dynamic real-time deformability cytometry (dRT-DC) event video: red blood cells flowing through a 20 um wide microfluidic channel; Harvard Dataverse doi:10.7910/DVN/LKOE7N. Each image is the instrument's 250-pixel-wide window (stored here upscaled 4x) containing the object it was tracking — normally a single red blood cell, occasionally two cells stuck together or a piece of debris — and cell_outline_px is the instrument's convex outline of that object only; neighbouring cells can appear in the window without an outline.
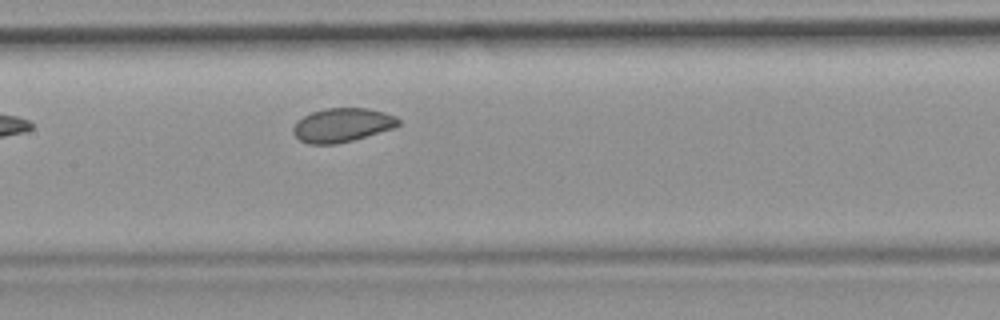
{"species": "common noctule bat (a hibernating species)", "species_latin": "Nyctalus noctula", "temperature_condition": "room temperature", "stored_images_in_passage": 5, "camera_frame_rate_fps": 3000, "um_per_image_px": 0.085, "animal": {"sex": "female", "body_mass_g": 19.9}, "frame": {"image": 1, "passage_image": 5, "time_ms": 4.667, "image_size_px": [1000, 320], "cell_outline_px": [[400, 124], [396, 128], [352, 140], [336, 144], [308, 144], [300, 140], [292, 132], [292, 128], [296, 120], [312, 112], [324, 108], [368, 108], [384, 112], [396, 116], [400, 120]], "centroid_in_image_um": [29.09, 10.63], "position_along_channel_um": 178.3, "area_um2": 20.98}}